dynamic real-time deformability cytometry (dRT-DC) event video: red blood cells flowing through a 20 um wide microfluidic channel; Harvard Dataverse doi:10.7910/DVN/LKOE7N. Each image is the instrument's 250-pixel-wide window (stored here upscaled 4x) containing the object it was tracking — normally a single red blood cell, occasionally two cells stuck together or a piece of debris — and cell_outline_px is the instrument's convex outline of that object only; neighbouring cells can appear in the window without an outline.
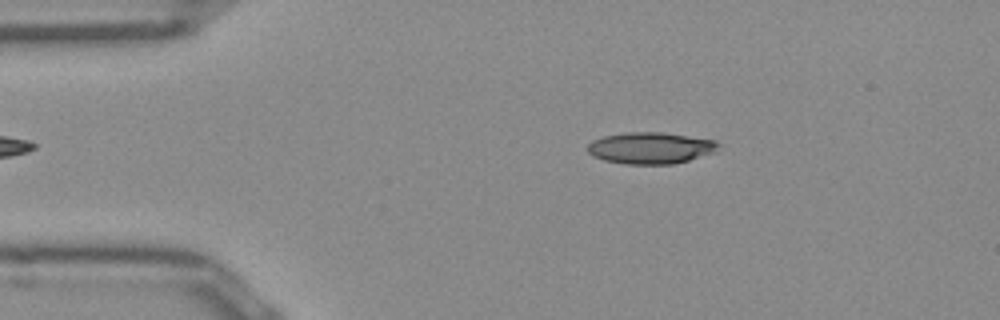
{"species": "Egyptian fruit bat (a non-hibernating species)", "species_latin": "Rousettus aegyptiacus", "temperature_condition": "room temperature", "stored_images_in_passage": 50, "camera_frame_rate_fps": 3000, "um_per_image_px": 0.085, "frame": {"image": 1, "passage_image": 8, "time_ms": 2.333, "image_size_px": [1000, 320], "cell_outline_px": [[720, 144], [716, 152], [688, 160], [672, 164], [628, 164], [604, 160], [592, 156], [588, 152], [588, 144], [592, 140], [604, 136], [628, 132], [660, 132], [716, 140]], "centroid_in_image_um": [55.3, 12.58], "position_along_channel_um": 29.7, "area_um2": 23.99}}
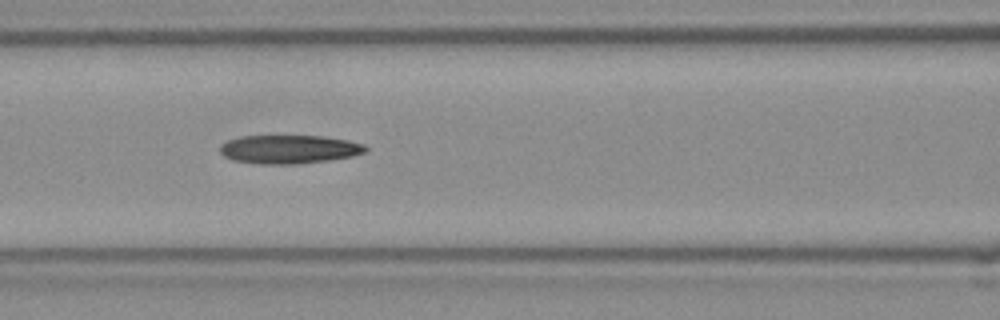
{"frame": {"image": 2, "passage_image": 20, "time_ms": 6.333, "image_size_px": [1000, 320], "cell_outline_px": [[368, 148], [364, 152], [352, 156], [328, 160], [296, 164], [260, 164], [232, 160], [224, 156], [220, 152], [220, 144], [228, 140], [240, 136], [324, 136], [348, 140], [364, 144]], "centroid_in_image_um": [24.55, 12.68], "position_along_channel_um": 142.0, "area_um2": 24.28}}
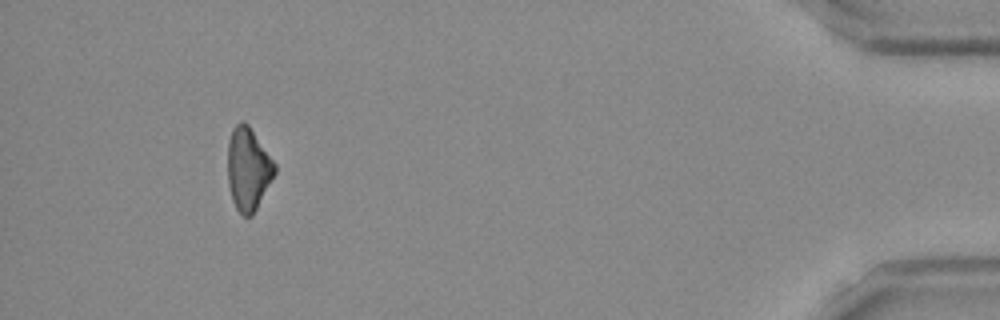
{"frame": {"image": 3, "passage_image": 46, "time_ms": 15.0, "image_size_px": [1000, 320], "cell_outline_px": [[276, 172], [252, 216], [244, 216], [236, 208], [232, 200], [228, 184], [228, 140], [232, 128], [240, 120], [244, 120], [248, 124], [276, 164]], "centroid_in_image_um": [21.08, 14.33], "position_along_channel_um": 414.1, "area_um2": 22.66}}